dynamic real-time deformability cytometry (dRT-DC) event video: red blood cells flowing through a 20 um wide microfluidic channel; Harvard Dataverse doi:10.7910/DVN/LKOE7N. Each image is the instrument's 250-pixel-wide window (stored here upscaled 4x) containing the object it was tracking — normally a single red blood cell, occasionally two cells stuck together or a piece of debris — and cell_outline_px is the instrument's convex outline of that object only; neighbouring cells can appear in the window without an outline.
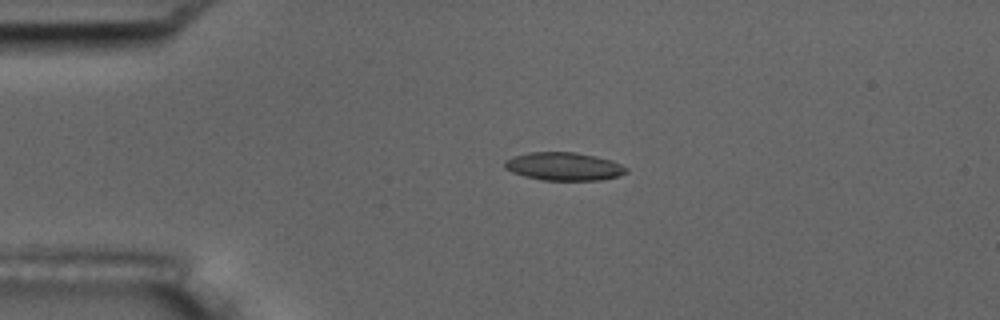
{"species": "common noctule bat (a hibernating species)", "species_latin": "Nyctalus noctula", "temperature_condition": "room temperature", "stored_images_in_passage": 5, "camera_frame_rate_fps": 3000, "um_per_image_px": 0.085, "animal": {"sex": "male", "body_mass_g": 17.5, "forearm_length_mm": 52.3}, "frame": {"image": 1, "passage_image": 4, "time_ms": 3.667, "image_size_px": [1000, 320], "cell_outline_px": [[628, 172], [620, 176], [600, 180], [540, 180], [524, 176], [512, 172], [504, 168], [504, 160], [512, 156], [528, 152], [576, 152], [596, 156], [612, 160], [628, 168]], "centroid_in_image_um": [47.92, 14.14], "position_along_channel_um": 37.1, "area_um2": 20.17}}